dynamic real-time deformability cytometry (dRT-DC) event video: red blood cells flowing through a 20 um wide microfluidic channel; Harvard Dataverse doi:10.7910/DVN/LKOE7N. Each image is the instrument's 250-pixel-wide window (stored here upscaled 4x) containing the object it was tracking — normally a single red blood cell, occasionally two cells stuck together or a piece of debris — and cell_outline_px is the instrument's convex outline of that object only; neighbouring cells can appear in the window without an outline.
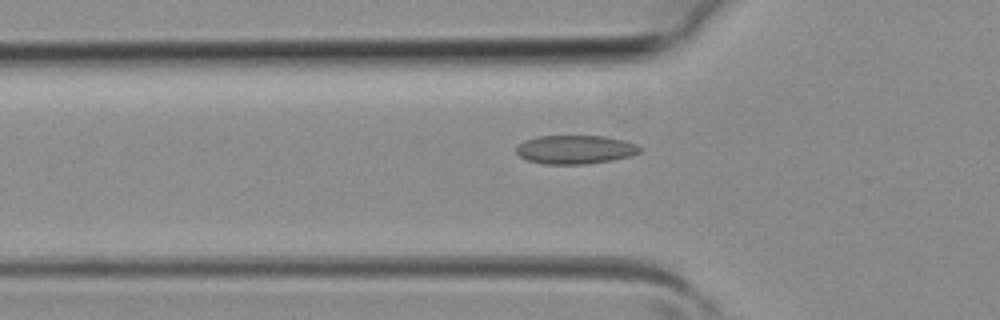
{"species": "common noctule bat (a hibernating species)", "species_latin": "Nyctalus noctula", "temperature_condition": "room temperature", "stored_images_in_passage": 3, "camera_frame_rate_fps": 3000, "um_per_image_px": 0.085, "animal": {"sex": "female", "body_mass_g": 19.3, "forearm_length_mm": 54.1}, "frame": {"image": 1, "passage_image": 3, "time_ms": 0.667, "image_size_px": [1000, 320], "cell_outline_px": [[640, 152], [628, 156], [612, 160], [584, 164], [544, 164], [528, 160], [520, 156], [516, 152], [516, 148], [524, 140], [536, 136], [604, 136], [624, 140], [636, 144], [640, 148]], "centroid_in_image_um": [48.87, 12.7], "position_along_channel_um": 76.9, "area_um2": 20.52}}